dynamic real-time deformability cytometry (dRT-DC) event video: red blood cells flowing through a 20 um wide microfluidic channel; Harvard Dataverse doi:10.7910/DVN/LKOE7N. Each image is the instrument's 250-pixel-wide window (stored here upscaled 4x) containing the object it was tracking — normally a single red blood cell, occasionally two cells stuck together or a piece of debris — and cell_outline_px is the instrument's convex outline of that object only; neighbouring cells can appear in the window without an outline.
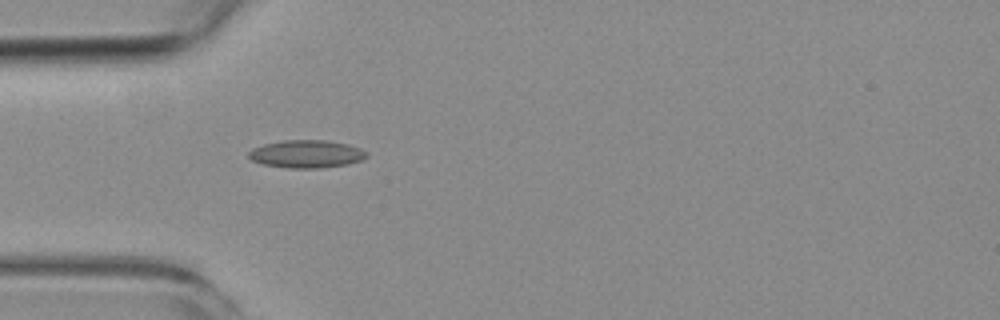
{"species": "common noctule bat (a hibernating species)", "species_latin": "Nyctalus noctula", "temperature_condition": "room temperature", "stored_images_in_passage": 4, "camera_frame_rate_fps": 3000, "um_per_image_px": 0.085, "animal": {"sex": "female", "body_mass_g": 19.3, "forearm_length_mm": 54.1}, "frame": {"image": 1, "passage_image": 4, "time_ms": 4.667, "image_size_px": [1000, 320], "cell_outline_px": [[368, 156], [360, 160], [348, 164], [320, 168], [288, 168], [264, 164], [252, 160], [248, 156], [248, 152], [252, 148], [264, 144], [284, 140], [324, 140], [348, 144], [360, 148], [368, 152]], "centroid_in_image_um": [26.06, 13.08], "position_along_channel_um": 58.9, "area_um2": 19.07}}